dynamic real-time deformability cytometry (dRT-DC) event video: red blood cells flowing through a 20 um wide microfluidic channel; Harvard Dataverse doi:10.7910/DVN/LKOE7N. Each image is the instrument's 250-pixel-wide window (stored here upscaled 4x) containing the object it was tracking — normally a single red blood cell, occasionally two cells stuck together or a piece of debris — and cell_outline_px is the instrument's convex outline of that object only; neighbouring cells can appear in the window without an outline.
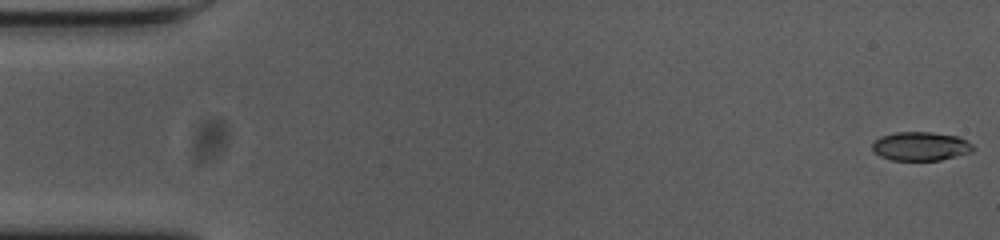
{"species": "common noctule bat (a hibernating species)", "species_latin": "Nyctalus noctula", "temperature_condition": "cold", "stored_images_in_passage": 55, "camera_frame_rate_fps": 3000, "um_per_image_px": 0.085, "animal": {"sex": "female", "body_mass_g": 23.0, "forearm_length_mm": 53.4}, "frame": {"image": 1, "passage_image": 1, "time_ms": 0.0, "image_size_px": [1000, 240], "cell_outline_px": [[976, 148], [972, 152], [940, 160], [892, 160], [880, 156], [872, 148], [872, 144], [880, 136], [896, 132], [932, 132], [960, 136], [972, 144]], "centroid_in_image_um": [78.29, 12.42], "position_along_channel_um": 6.7, "area_um2": 16.99}}
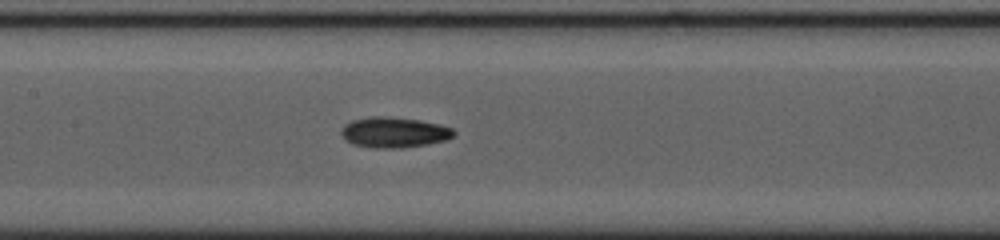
{"frame": {"image": 2, "passage_image": 26, "time_ms": 8.333, "image_size_px": [1000, 240], "cell_outline_px": [[456, 132], [448, 140], [428, 144], [400, 148], [376, 148], [352, 144], [340, 132], [344, 124], [352, 120], [372, 116], [384, 116], [420, 120], [440, 124], [452, 128]], "centroid_in_image_um": [33.52, 11.25], "position_along_channel_um": 173.9, "area_um2": 20.0}}
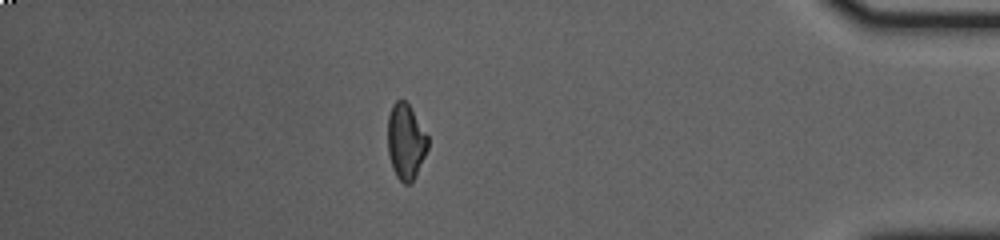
{"frame": {"image": 3, "passage_image": 48, "time_ms": 15.667, "image_size_px": [1000, 240], "cell_outline_px": [[428, 148], [412, 180], [408, 184], [404, 184], [396, 176], [392, 168], [388, 152], [388, 116], [392, 104], [396, 100], [404, 100], [408, 104], [428, 136]], "centroid_in_image_um": [34.47, 12.01], "position_along_channel_um": 400.7, "area_um2": 17.34}, "authors_computed_cell_mechanics": {"area_um2": 18.3226, "velocity_mm_per_s": 3.6923, "shape_relaxation_time_tau1_ms": 5.1428, "shape_relaxation_time_tau2_ms": 5.7619, "deformation_change_tau1": 0.1722, "deformation_change_tau2": 0.127}}